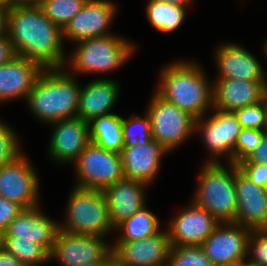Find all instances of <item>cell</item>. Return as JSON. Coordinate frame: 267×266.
I'll return each mask as SVG.
<instances>
[{
    "mask_svg": "<svg viewBox=\"0 0 267 266\" xmlns=\"http://www.w3.org/2000/svg\"><path fill=\"white\" fill-rule=\"evenodd\" d=\"M5 31L16 55L35 61L44 69L64 68L63 31L36 7L6 10Z\"/></svg>",
    "mask_w": 267,
    "mask_h": 266,
    "instance_id": "cell-1",
    "label": "cell"
},
{
    "mask_svg": "<svg viewBox=\"0 0 267 266\" xmlns=\"http://www.w3.org/2000/svg\"><path fill=\"white\" fill-rule=\"evenodd\" d=\"M201 65L192 61H175L161 69L160 83L155 92L195 119L213 109V83Z\"/></svg>",
    "mask_w": 267,
    "mask_h": 266,
    "instance_id": "cell-2",
    "label": "cell"
},
{
    "mask_svg": "<svg viewBox=\"0 0 267 266\" xmlns=\"http://www.w3.org/2000/svg\"><path fill=\"white\" fill-rule=\"evenodd\" d=\"M69 70L44 69L27 96V106L42 123L77 117L81 86Z\"/></svg>",
    "mask_w": 267,
    "mask_h": 266,
    "instance_id": "cell-3",
    "label": "cell"
},
{
    "mask_svg": "<svg viewBox=\"0 0 267 266\" xmlns=\"http://www.w3.org/2000/svg\"><path fill=\"white\" fill-rule=\"evenodd\" d=\"M205 163L201 166L192 202L208 211L220 223L235 222L237 199L235 164Z\"/></svg>",
    "mask_w": 267,
    "mask_h": 266,
    "instance_id": "cell-4",
    "label": "cell"
},
{
    "mask_svg": "<svg viewBox=\"0 0 267 266\" xmlns=\"http://www.w3.org/2000/svg\"><path fill=\"white\" fill-rule=\"evenodd\" d=\"M76 43L77 47L70 55L71 60H66L64 68H72L70 72L74 71L79 75L112 72L122 67L133 56L137 47L129 39L114 33L104 37L86 38Z\"/></svg>",
    "mask_w": 267,
    "mask_h": 266,
    "instance_id": "cell-5",
    "label": "cell"
},
{
    "mask_svg": "<svg viewBox=\"0 0 267 266\" xmlns=\"http://www.w3.org/2000/svg\"><path fill=\"white\" fill-rule=\"evenodd\" d=\"M60 230L73 234L107 237L115 228L103 190L73 186Z\"/></svg>",
    "mask_w": 267,
    "mask_h": 266,
    "instance_id": "cell-6",
    "label": "cell"
},
{
    "mask_svg": "<svg viewBox=\"0 0 267 266\" xmlns=\"http://www.w3.org/2000/svg\"><path fill=\"white\" fill-rule=\"evenodd\" d=\"M146 113L151 121L152 139L168 152L178 148L195 134V118L175 104L164 100L156 92Z\"/></svg>",
    "mask_w": 267,
    "mask_h": 266,
    "instance_id": "cell-7",
    "label": "cell"
},
{
    "mask_svg": "<svg viewBox=\"0 0 267 266\" xmlns=\"http://www.w3.org/2000/svg\"><path fill=\"white\" fill-rule=\"evenodd\" d=\"M77 175L74 185L84 189L104 190L122 180L121 154L90 142L73 163Z\"/></svg>",
    "mask_w": 267,
    "mask_h": 266,
    "instance_id": "cell-8",
    "label": "cell"
},
{
    "mask_svg": "<svg viewBox=\"0 0 267 266\" xmlns=\"http://www.w3.org/2000/svg\"><path fill=\"white\" fill-rule=\"evenodd\" d=\"M210 117L202 116L195 119V134L200 133L209 159L205 163H220L221 157H226L227 163H233V150L242 131V126L234 112L212 109ZM219 158V159H218Z\"/></svg>",
    "mask_w": 267,
    "mask_h": 266,
    "instance_id": "cell-9",
    "label": "cell"
},
{
    "mask_svg": "<svg viewBox=\"0 0 267 266\" xmlns=\"http://www.w3.org/2000/svg\"><path fill=\"white\" fill-rule=\"evenodd\" d=\"M105 238L59 230L49 259H56L62 266H82L96 261H108L112 257V245L105 242Z\"/></svg>",
    "mask_w": 267,
    "mask_h": 266,
    "instance_id": "cell-10",
    "label": "cell"
},
{
    "mask_svg": "<svg viewBox=\"0 0 267 266\" xmlns=\"http://www.w3.org/2000/svg\"><path fill=\"white\" fill-rule=\"evenodd\" d=\"M37 174L23 152L10 163L0 167V196L17 203L23 209L40 205Z\"/></svg>",
    "mask_w": 267,
    "mask_h": 266,
    "instance_id": "cell-11",
    "label": "cell"
},
{
    "mask_svg": "<svg viewBox=\"0 0 267 266\" xmlns=\"http://www.w3.org/2000/svg\"><path fill=\"white\" fill-rule=\"evenodd\" d=\"M251 229L234 222L219 223L200 245L214 266H227L246 260Z\"/></svg>",
    "mask_w": 267,
    "mask_h": 266,
    "instance_id": "cell-12",
    "label": "cell"
},
{
    "mask_svg": "<svg viewBox=\"0 0 267 266\" xmlns=\"http://www.w3.org/2000/svg\"><path fill=\"white\" fill-rule=\"evenodd\" d=\"M171 243L168 231L142 240L115 241L112 256L124 266H167Z\"/></svg>",
    "mask_w": 267,
    "mask_h": 266,
    "instance_id": "cell-13",
    "label": "cell"
},
{
    "mask_svg": "<svg viewBox=\"0 0 267 266\" xmlns=\"http://www.w3.org/2000/svg\"><path fill=\"white\" fill-rule=\"evenodd\" d=\"M117 12V4L110 0H87L83 8L70 20L63 31V40L78 42L86 38L104 37Z\"/></svg>",
    "mask_w": 267,
    "mask_h": 266,
    "instance_id": "cell-14",
    "label": "cell"
},
{
    "mask_svg": "<svg viewBox=\"0 0 267 266\" xmlns=\"http://www.w3.org/2000/svg\"><path fill=\"white\" fill-rule=\"evenodd\" d=\"M220 222L191 201L168 223L171 246H200Z\"/></svg>",
    "mask_w": 267,
    "mask_h": 266,
    "instance_id": "cell-15",
    "label": "cell"
},
{
    "mask_svg": "<svg viewBox=\"0 0 267 266\" xmlns=\"http://www.w3.org/2000/svg\"><path fill=\"white\" fill-rule=\"evenodd\" d=\"M237 209L235 222L251 230L267 229L266 188L254 184L235 164Z\"/></svg>",
    "mask_w": 267,
    "mask_h": 266,
    "instance_id": "cell-16",
    "label": "cell"
},
{
    "mask_svg": "<svg viewBox=\"0 0 267 266\" xmlns=\"http://www.w3.org/2000/svg\"><path fill=\"white\" fill-rule=\"evenodd\" d=\"M49 140V155L57 163L75 162L91 142L89 124L81 118H66L53 122Z\"/></svg>",
    "mask_w": 267,
    "mask_h": 266,
    "instance_id": "cell-17",
    "label": "cell"
},
{
    "mask_svg": "<svg viewBox=\"0 0 267 266\" xmlns=\"http://www.w3.org/2000/svg\"><path fill=\"white\" fill-rule=\"evenodd\" d=\"M215 50V62L219 71L216 79L267 81L264 66L239 44L222 43Z\"/></svg>",
    "mask_w": 267,
    "mask_h": 266,
    "instance_id": "cell-18",
    "label": "cell"
},
{
    "mask_svg": "<svg viewBox=\"0 0 267 266\" xmlns=\"http://www.w3.org/2000/svg\"><path fill=\"white\" fill-rule=\"evenodd\" d=\"M39 207L40 205L23 209L7 226L4 236H14L17 240H31L50 254L60 224L44 215Z\"/></svg>",
    "mask_w": 267,
    "mask_h": 266,
    "instance_id": "cell-19",
    "label": "cell"
},
{
    "mask_svg": "<svg viewBox=\"0 0 267 266\" xmlns=\"http://www.w3.org/2000/svg\"><path fill=\"white\" fill-rule=\"evenodd\" d=\"M267 81L216 79L213 82V108L227 112L263 101Z\"/></svg>",
    "mask_w": 267,
    "mask_h": 266,
    "instance_id": "cell-20",
    "label": "cell"
},
{
    "mask_svg": "<svg viewBox=\"0 0 267 266\" xmlns=\"http://www.w3.org/2000/svg\"><path fill=\"white\" fill-rule=\"evenodd\" d=\"M166 153L169 152L155 139L147 144L124 146L120 153L124 178L152 184Z\"/></svg>",
    "mask_w": 267,
    "mask_h": 266,
    "instance_id": "cell-21",
    "label": "cell"
},
{
    "mask_svg": "<svg viewBox=\"0 0 267 266\" xmlns=\"http://www.w3.org/2000/svg\"><path fill=\"white\" fill-rule=\"evenodd\" d=\"M44 68L35 61L19 55L0 65V102L25 100Z\"/></svg>",
    "mask_w": 267,
    "mask_h": 266,
    "instance_id": "cell-22",
    "label": "cell"
},
{
    "mask_svg": "<svg viewBox=\"0 0 267 266\" xmlns=\"http://www.w3.org/2000/svg\"><path fill=\"white\" fill-rule=\"evenodd\" d=\"M146 187L144 182L123 178L103 190L114 228L146 206Z\"/></svg>",
    "mask_w": 267,
    "mask_h": 266,
    "instance_id": "cell-23",
    "label": "cell"
},
{
    "mask_svg": "<svg viewBox=\"0 0 267 266\" xmlns=\"http://www.w3.org/2000/svg\"><path fill=\"white\" fill-rule=\"evenodd\" d=\"M117 81L102 78L91 80L80 89L77 117L90 122L96 117L112 112L120 94Z\"/></svg>",
    "mask_w": 267,
    "mask_h": 266,
    "instance_id": "cell-24",
    "label": "cell"
},
{
    "mask_svg": "<svg viewBox=\"0 0 267 266\" xmlns=\"http://www.w3.org/2000/svg\"><path fill=\"white\" fill-rule=\"evenodd\" d=\"M123 117L116 113L92 119L89 124L90 141L100 147L121 153L124 147Z\"/></svg>",
    "mask_w": 267,
    "mask_h": 266,
    "instance_id": "cell-25",
    "label": "cell"
},
{
    "mask_svg": "<svg viewBox=\"0 0 267 266\" xmlns=\"http://www.w3.org/2000/svg\"><path fill=\"white\" fill-rule=\"evenodd\" d=\"M148 1L145 12L151 26L162 33H171L181 27L187 7L157 0Z\"/></svg>",
    "mask_w": 267,
    "mask_h": 266,
    "instance_id": "cell-26",
    "label": "cell"
},
{
    "mask_svg": "<svg viewBox=\"0 0 267 266\" xmlns=\"http://www.w3.org/2000/svg\"><path fill=\"white\" fill-rule=\"evenodd\" d=\"M160 225L158 216L145 206L115 227L121 232L116 241L142 240L158 233Z\"/></svg>",
    "mask_w": 267,
    "mask_h": 266,
    "instance_id": "cell-27",
    "label": "cell"
},
{
    "mask_svg": "<svg viewBox=\"0 0 267 266\" xmlns=\"http://www.w3.org/2000/svg\"><path fill=\"white\" fill-rule=\"evenodd\" d=\"M3 249L25 266H36L50 261L49 253L31 240H17L14 236H4Z\"/></svg>",
    "mask_w": 267,
    "mask_h": 266,
    "instance_id": "cell-28",
    "label": "cell"
},
{
    "mask_svg": "<svg viewBox=\"0 0 267 266\" xmlns=\"http://www.w3.org/2000/svg\"><path fill=\"white\" fill-rule=\"evenodd\" d=\"M87 0H41L43 13L62 30L83 8Z\"/></svg>",
    "mask_w": 267,
    "mask_h": 266,
    "instance_id": "cell-29",
    "label": "cell"
},
{
    "mask_svg": "<svg viewBox=\"0 0 267 266\" xmlns=\"http://www.w3.org/2000/svg\"><path fill=\"white\" fill-rule=\"evenodd\" d=\"M122 129L124 146L147 144L152 140L151 121L146 112L143 117L134 114L128 119L123 117Z\"/></svg>",
    "mask_w": 267,
    "mask_h": 266,
    "instance_id": "cell-30",
    "label": "cell"
},
{
    "mask_svg": "<svg viewBox=\"0 0 267 266\" xmlns=\"http://www.w3.org/2000/svg\"><path fill=\"white\" fill-rule=\"evenodd\" d=\"M167 266H214L200 246H171Z\"/></svg>",
    "mask_w": 267,
    "mask_h": 266,
    "instance_id": "cell-31",
    "label": "cell"
},
{
    "mask_svg": "<svg viewBox=\"0 0 267 266\" xmlns=\"http://www.w3.org/2000/svg\"><path fill=\"white\" fill-rule=\"evenodd\" d=\"M265 133V130L243 128L238 135L233 150V163L237 164L247 159L255 150V148L261 143Z\"/></svg>",
    "mask_w": 267,
    "mask_h": 266,
    "instance_id": "cell-32",
    "label": "cell"
},
{
    "mask_svg": "<svg viewBox=\"0 0 267 266\" xmlns=\"http://www.w3.org/2000/svg\"><path fill=\"white\" fill-rule=\"evenodd\" d=\"M0 119V167L10 163L23 152L20 148L18 135Z\"/></svg>",
    "mask_w": 267,
    "mask_h": 266,
    "instance_id": "cell-33",
    "label": "cell"
},
{
    "mask_svg": "<svg viewBox=\"0 0 267 266\" xmlns=\"http://www.w3.org/2000/svg\"><path fill=\"white\" fill-rule=\"evenodd\" d=\"M246 257V261L251 265L267 266V229L251 231L247 243Z\"/></svg>",
    "mask_w": 267,
    "mask_h": 266,
    "instance_id": "cell-34",
    "label": "cell"
},
{
    "mask_svg": "<svg viewBox=\"0 0 267 266\" xmlns=\"http://www.w3.org/2000/svg\"><path fill=\"white\" fill-rule=\"evenodd\" d=\"M234 114L242 128L264 130L265 109L263 101L237 109Z\"/></svg>",
    "mask_w": 267,
    "mask_h": 266,
    "instance_id": "cell-35",
    "label": "cell"
},
{
    "mask_svg": "<svg viewBox=\"0 0 267 266\" xmlns=\"http://www.w3.org/2000/svg\"><path fill=\"white\" fill-rule=\"evenodd\" d=\"M239 171L259 187H267V166L256 162L237 163Z\"/></svg>",
    "mask_w": 267,
    "mask_h": 266,
    "instance_id": "cell-36",
    "label": "cell"
},
{
    "mask_svg": "<svg viewBox=\"0 0 267 266\" xmlns=\"http://www.w3.org/2000/svg\"><path fill=\"white\" fill-rule=\"evenodd\" d=\"M22 210L17 203L0 196V230L4 232Z\"/></svg>",
    "mask_w": 267,
    "mask_h": 266,
    "instance_id": "cell-37",
    "label": "cell"
},
{
    "mask_svg": "<svg viewBox=\"0 0 267 266\" xmlns=\"http://www.w3.org/2000/svg\"><path fill=\"white\" fill-rule=\"evenodd\" d=\"M241 162H256L267 166V133L264 134L261 143L250 156Z\"/></svg>",
    "mask_w": 267,
    "mask_h": 266,
    "instance_id": "cell-38",
    "label": "cell"
},
{
    "mask_svg": "<svg viewBox=\"0 0 267 266\" xmlns=\"http://www.w3.org/2000/svg\"><path fill=\"white\" fill-rule=\"evenodd\" d=\"M16 56L12 43L10 42L6 31L0 33V65L8 63Z\"/></svg>",
    "mask_w": 267,
    "mask_h": 266,
    "instance_id": "cell-39",
    "label": "cell"
},
{
    "mask_svg": "<svg viewBox=\"0 0 267 266\" xmlns=\"http://www.w3.org/2000/svg\"><path fill=\"white\" fill-rule=\"evenodd\" d=\"M0 266H25L20 260L4 249L0 251Z\"/></svg>",
    "mask_w": 267,
    "mask_h": 266,
    "instance_id": "cell-40",
    "label": "cell"
},
{
    "mask_svg": "<svg viewBox=\"0 0 267 266\" xmlns=\"http://www.w3.org/2000/svg\"><path fill=\"white\" fill-rule=\"evenodd\" d=\"M41 0H11V7H36Z\"/></svg>",
    "mask_w": 267,
    "mask_h": 266,
    "instance_id": "cell-41",
    "label": "cell"
},
{
    "mask_svg": "<svg viewBox=\"0 0 267 266\" xmlns=\"http://www.w3.org/2000/svg\"><path fill=\"white\" fill-rule=\"evenodd\" d=\"M157 1L166 2L169 4L181 5L185 7H188L189 4H191V2H194L193 0H157Z\"/></svg>",
    "mask_w": 267,
    "mask_h": 266,
    "instance_id": "cell-42",
    "label": "cell"
},
{
    "mask_svg": "<svg viewBox=\"0 0 267 266\" xmlns=\"http://www.w3.org/2000/svg\"><path fill=\"white\" fill-rule=\"evenodd\" d=\"M6 9L0 6V33L5 31Z\"/></svg>",
    "mask_w": 267,
    "mask_h": 266,
    "instance_id": "cell-43",
    "label": "cell"
},
{
    "mask_svg": "<svg viewBox=\"0 0 267 266\" xmlns=\"http://www.w3.org/2000/svg\"><path fill=\"white\" fill-rule=\"evenodd\" d=\"M263 104H264V109H265V125H264V130L267 133V90L264 94V98H263Z\"/></svg>",
    "mask_w": 267,
    "mask_h": 266,
    "instance_id": "cell-44",
    "label": "cell"
},
{
    "mask_svg": "<svg viewBox=\"0 0 267 266\" xmlns=\"http://www.w3.org/2000/svg\"><path fill=\"white\" fill-rule=\"evenodd\" d=\"M104 266H124L119 263L113 256L105 263Z\"/></svg>",
    "mask_w": 267,
    "mask_h": 266,
    "instance_id": "cell-45",
    "label": "cell"
},
{
    "mask_svg": "<svg viewBox=\"0 0 267 266\" xmlns=\"http://www.w3.org/2000/svg\"><path fill=\"white\" fill-rule=\"evenodd\" d=\"M0 6L5 8L6 10L11 8V0H0Z\"/></svg>",
    "mask_w": 267,
    "mask_h": 266,
    "instance_id": "cell-46",
    "label": "cell"
},
{
    "mask_svg": "<svg viewBox=\"0 0 267 266\" xmlns=\"http://www.w3.org/2000/svg\"><path fill=\"white\" fill-rule=\"evenodd\" d=\"M107 261H96L93 263H86L82 266H104Z\"/></svg>",
    "mask_w": 267,
    "mask_h": 266,
    "instance_id": "cell-47",
    "label": "cell"
},
{
    "mask_svg": "<svg viewBox=\"0 0 267 266\" xmlns=\"http://www.w3.org/2000/svg\"><path fill=\"white\" fill-rule=\"evenodd\" d=\"M3 244H4V232L0 230V251L3 250Z\"/></svg>",
    "mask_w": 267,
    "mask_h": 266,
    "instance_id": "cell-48",
    "label": "cell"
},
{
    "mask_svg": "<svg viewBox=\"0 0 267 266\" xmlns=\"http://www.w3.org/2000/svg\"><path fill=\"white\" fill-rule=\"evenodd\" d=\"M227 266H247V261L244 260V261H241V262H238V263L229 264Z\"/></svg>",
    "mask_w": 267,
    "mask_h": 266,
    "instance_id": "cell-49",
    "label": "cell"
},
{
    "mask_svg": "<svg viewBox=\"0 0 267 266\" xmlns=\"http://www.w3.org/2000/svg\"><path fill=\"white\" fill-rule=\"evenodd\" d=\"M263 49H264V54L266 55L265 58H267V40L264 42V45H263Z\"/></svg>",
    "mask_w": 267,
    "mask_h": 266,
    "instance_id": "cell-50",
    "label": "cell"
}]
</instances>
